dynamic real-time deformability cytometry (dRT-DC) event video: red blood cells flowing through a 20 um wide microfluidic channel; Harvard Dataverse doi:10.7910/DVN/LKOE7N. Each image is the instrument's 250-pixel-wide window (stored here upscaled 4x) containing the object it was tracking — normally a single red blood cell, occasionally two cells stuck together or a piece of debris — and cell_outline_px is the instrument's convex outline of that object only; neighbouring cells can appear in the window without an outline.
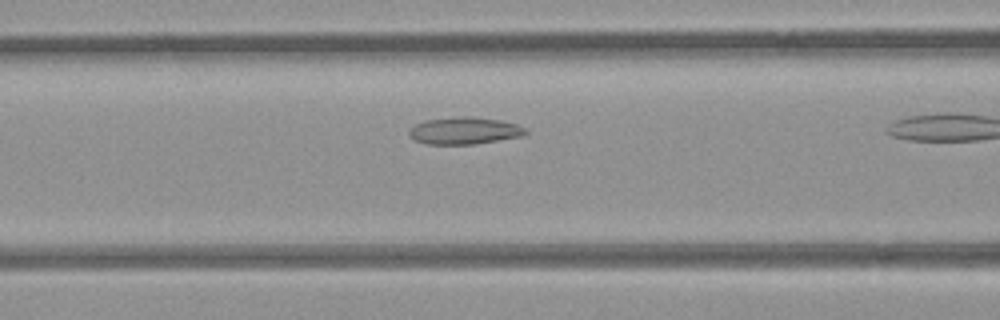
{"species": "common noctule bat (a hibernating species)", "species_latin": "Nyctalus noctula", "temperature_condition": "room temperature", "stored_images_in_passage": 20, "camera_frame_rate_fps": 3000, "um_per_image_px": 0.085, "animal": {"sex": "female", "body_mass_g": 21.9}, "frame": {"image": 1, "passage_image": 9, "time_ms": 2.667, "image_size_px": [1000, 320], "cell_outline_px": [[528, 132], [520, 136], [472, 144], [428, 144], [416, 140], [408, 132], [416, 124], [428, 120], [464, 116], [472, 116], [500, 120], [516, 124], [524, 128]], "centroid_in_image_um": [39.49, 11.1], "position_along_channel_um": 127.1, "area_um2": 17.86}}
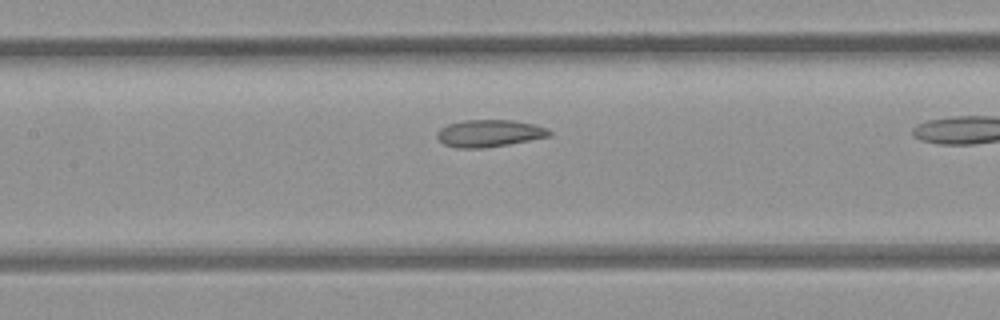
{"frame": {"image": 2, "passage_image": 12, "time_ms": 3.667, "image_size_px": [1000, 320], "cell_outline_px": [[552, 136], [508, 144], [484, 148], [456, 148], [444, 144], [436, 136], [436, 132], [440, 128], [448, 124], [464, 120], [512, 120], [532, 124], [548, 128], [552, 132]], "centroid_in_image_um": [41.59, 11.33], "position_along_channel_um": 165.8, "area_um2": 17.8}}
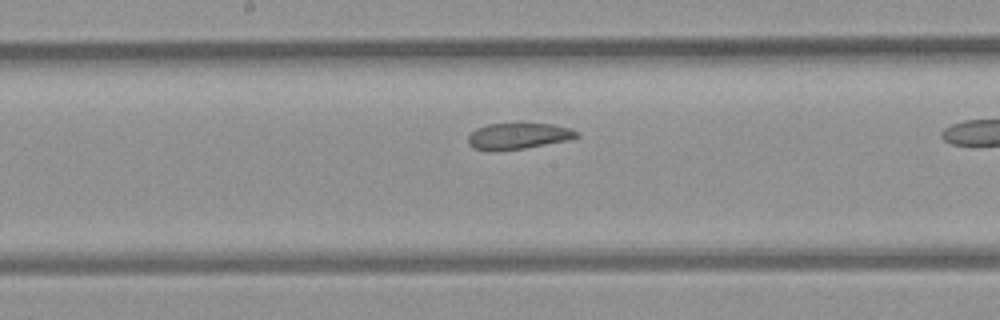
{"frame": {"image": 3, "passage_image": 15, "time_ms": 4.667, "image_size_px": [1000, 320], "cell_outline_px": [[580, 136], [568, 140], [524, 148], [492, 152], [488, 152], [472, 148], [468, 144], [468, 136], [476, 128], [488, 124], [552, 124], [568, 128], [580, 132]], "centroid_in_image_um": [44.01, 11.58], "position_along_channel_um": 204.2, "area_um2": 16.65}}